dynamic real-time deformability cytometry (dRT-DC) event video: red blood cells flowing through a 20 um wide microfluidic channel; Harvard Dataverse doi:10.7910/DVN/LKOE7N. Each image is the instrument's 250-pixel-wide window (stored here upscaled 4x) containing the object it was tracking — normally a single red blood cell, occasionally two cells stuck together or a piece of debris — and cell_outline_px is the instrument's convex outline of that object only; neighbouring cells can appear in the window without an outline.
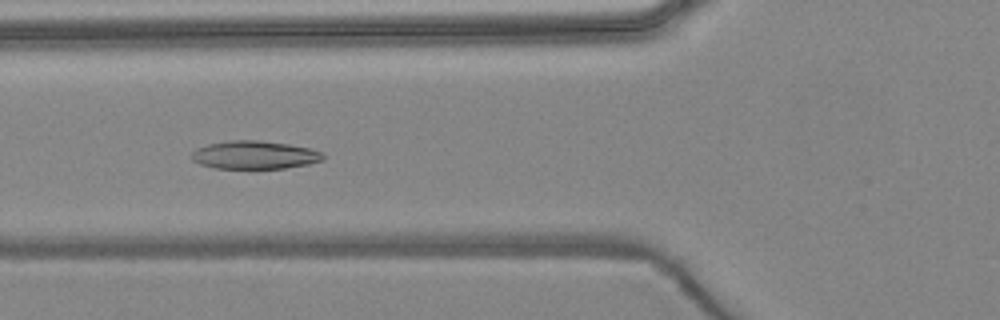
{"species": "common noctule bat (a hibernating species)", "species_latin": "Nyctalus noctula", "temperature_condition": "warm", "stored_images_in_passage": 6, "camera_frame_rate_fps": 3000, "um_per_image_px": 0.085, "animal": {"sex": "female", "body_mass_g": 24.6, "forearm_length_mm": 56.2}, "frame": {"image": 1, "passage_image": 6, "time_ms": 6.0, "image_size_px": [1000, 320], "cell_outline_px": [[324, 160], [308, 164], [284, 168], [216, 168], [200, 164], [192, 160], [192, 152], [196, 148], [208, 144], [232, 140], [260, 140], [288, 144], [308, 148], [324, 152]], "centroid_in_image_um": [21.65, 13.16], "position_along_channel_um": 104.1, "area_um2": 21.5}}